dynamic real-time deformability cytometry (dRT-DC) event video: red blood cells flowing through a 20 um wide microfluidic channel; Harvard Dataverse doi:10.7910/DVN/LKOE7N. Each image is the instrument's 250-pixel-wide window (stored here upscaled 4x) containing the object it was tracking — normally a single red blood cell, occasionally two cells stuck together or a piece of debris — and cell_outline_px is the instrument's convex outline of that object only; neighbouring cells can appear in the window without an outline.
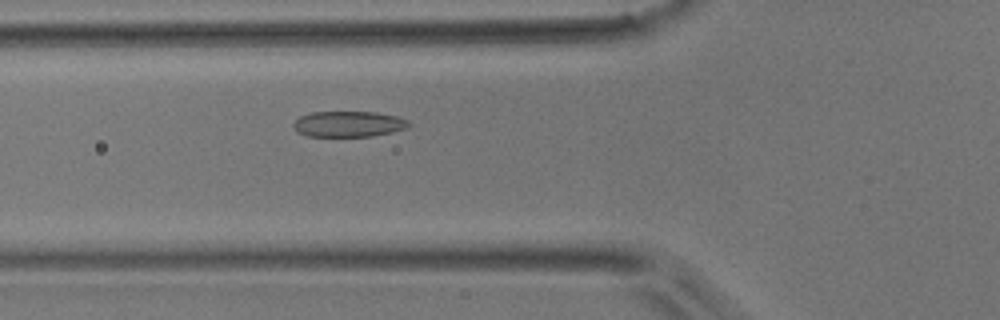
{"species": "common noctule bat (a hibernating species)", "species_latin": "Nyctalus noctula", "temperature_condition": "room temperature", "stored_images_in_passage": 43, "camera_frame_rate_fps": 3000, "um_per_image_px": 0.085, "animal": {"sex": "male", "body_mass_g": 17.9}, "frame": {"image": 1, "passage_image": 11, "time_ms": 3.333, "image_size_px": [1000, 320], "cell_outline_px": [[412, 124], [408, 128], [392, 132], [372, 136], [308, 136], [296, 132], [292, 128], [292, 124], [300, 116], [312, 112], [376, 112], [396, 116], [408, 120]], "centroid_in_image_um": [29.62, 10.54], "position_along_channel_um": 96.2, "area_um2": 17.46}}
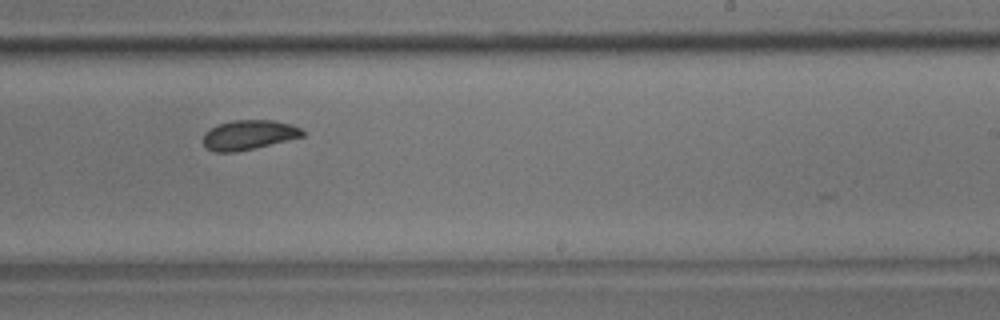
{"frame": {"image": 2, "passage_image": 24, "time_ms": 7.667, "image_size_px": [1000, 320], "cell_outline_px": [[304, 136], [236, 152], [216, 152], [208, 148], [204, 144], [204, 132], [216, 124], [232, 120], [272, 120], [292, 124], [300, 128], [304, 132]], "centroid_in_image_um": [21.13, 11.45], "position_along_channel_um": 267.9, "area_um2": 17.05}}
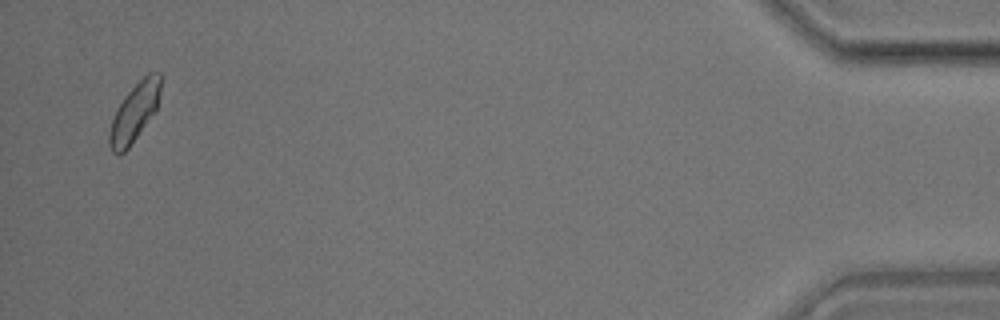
{"frame": {"image": 3, "passage_image": 42, "time_ms": 13.667, "image_size_px": [1000, 320], "cell_outline_px": [[160, 92], [156, 112], [128, 148], [124, 152], [116, 156], [112, 152], [108, 144], [108, 132], [112, 120], [124, 96], [148, 72], [160, 72]], "centroid_in_image_um": [11.42, 9.59], "position_along_channel_um": 423.8, "area_um2": 17.4}}